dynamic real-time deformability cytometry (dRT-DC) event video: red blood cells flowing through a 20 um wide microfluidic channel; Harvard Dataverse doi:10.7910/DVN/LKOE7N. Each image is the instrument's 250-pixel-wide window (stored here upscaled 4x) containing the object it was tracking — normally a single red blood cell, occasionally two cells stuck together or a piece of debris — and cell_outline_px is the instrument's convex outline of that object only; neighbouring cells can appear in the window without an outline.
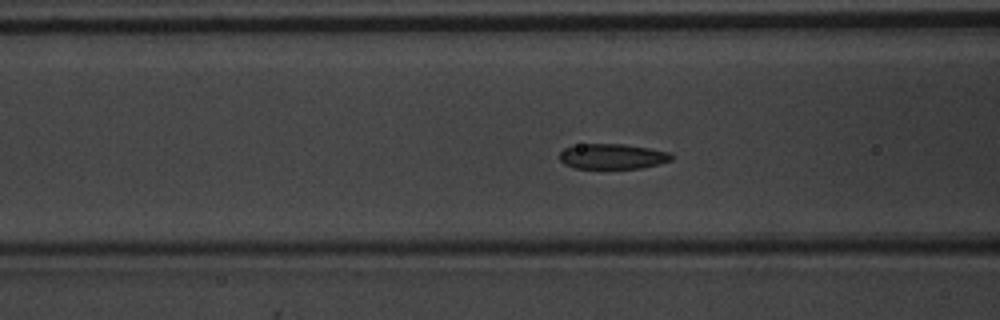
{"species": "common noctule bat (a hibernating species)", "species_latin": "Nyctalus noctula", "temperature_condition": "warm", "stored_images_in_passage": 39, "camera_frame_rate_fps": 3000, "um_per_image_px": 0.085, "animal": {"sex": "male", "body_mass_g": 20.1, "forearm_length_mm": 53.5}, "frame": {"image": 1, "passage_image": 7, "time_ms": 2.0, "image_size_px": [1000, 320], "cell_outline_px": [[672, 160], [640, 168], [576, 168], [564, 164], [560, 160], [560, 152], [564, 148], [580, 144], [624, 144], [648, 148], [668, 152], [672, 156]], "centroid_in_image_um": [52.02, 13.29], "position_along_channel_um": 114.6, "area_um2": 16.24}}
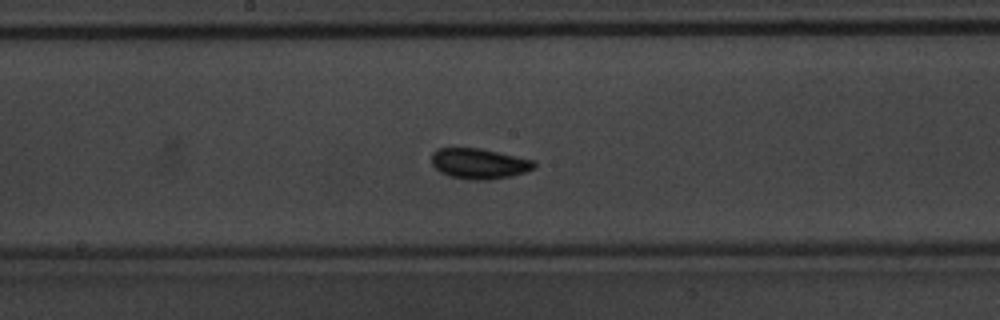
{"frame": {"image": 2, "passage_image": 14, "time_ms": 4.333, "image_size_px": [1000, 320], "cell_outline_px": [[536, 168], [524, 172], [508, 176], [488, 180], [472, 180], [448, 176], [440, 172], [432, 164], [432, 152], [436, 148], [480, 148], [536, 160]], "centroid_in_image_um": [40.73, 13.9], "position_along_channel_um": 207.5, "area_um2": 18.32}}
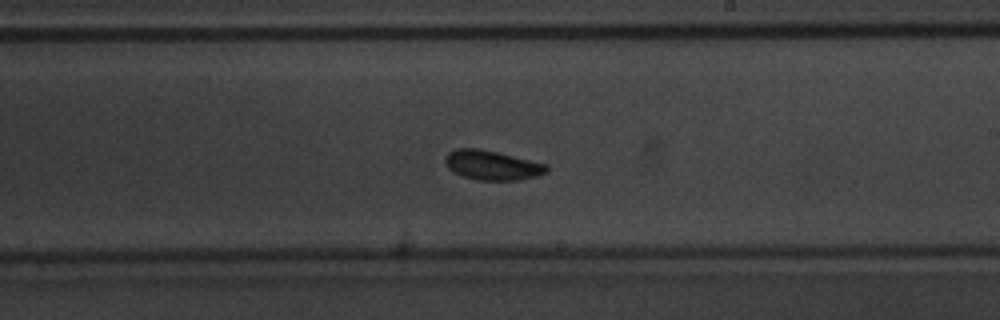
{"frame": {"image": 3, "passage_image": 17, "time_ms": 5.333, "image_size_px": [1000, 320], "cell_outline_px": [[548, 172], [540, 176], [520, 180], [480, 180], [464, 176], [448, 168], [444, 160], [444, 156], [448, 152], [456, 148], [480, 148], [548, 164]], "centroid_in_image_um": [41.86, 14.03], "position_along_channel_um": 247.1, "area_um2": 17.57}, "authors_computed_cell_mechanics": {"area_um2": 16.8776, "velocity_mm_per_s": 3.9812, "shape_relaxation_time_tau1_ms": 1.4715, "shape_relaxation_time_tau2_ms": 0.9219, "deformation_change_tau1": 0.0777, "deformation_change_tau2": 0.0736}}